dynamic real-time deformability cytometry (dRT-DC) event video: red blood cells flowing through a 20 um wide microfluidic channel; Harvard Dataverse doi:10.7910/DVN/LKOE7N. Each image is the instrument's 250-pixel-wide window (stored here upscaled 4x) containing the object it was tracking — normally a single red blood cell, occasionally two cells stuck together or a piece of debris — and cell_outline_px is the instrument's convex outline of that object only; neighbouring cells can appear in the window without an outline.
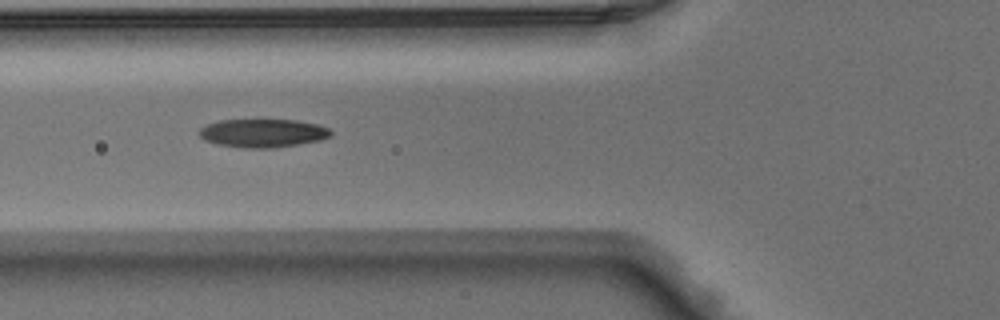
{"species": "Egyptian fruit bat (a non-hibernating species)", "species_latin": "Rousettus aegyptiacus", "temperature_condition": "warm", "stored_images_in_passage": 32, "camera_frame_rate_fps": 3000, "um_per_image_px": 0.085, "animal": {"sex": "male"}, "frame": {"image": 1, "passage_image": 2, "time_ms": 0.333, "image_size_px": [1000, 320], "cell_outline_px": [[332, 132], [328, 136], [320, 140], [272, 148], [244, 148], [216, 144], [204, 140], [196, 132], [200, 128], [208, 124], [220, 120], [296, 120], [316, 124], [328, 128]], "centroid_in_image_um": [22.28, 11.31], "position_along_channel_um": 103.5, "area_um2": 21.62}}
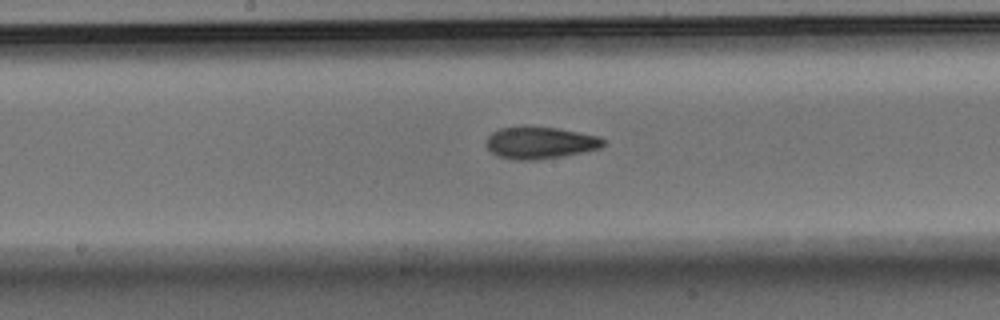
{"frame": {"image": 2, "passage_image": 9, "time_ms": 2.667, "image_size_px": [1000, 320], "cell_outline_px": [[604, 144], [600, 148], [560, 156], [532, 160], [516, 160], [496, 156], [484, 144], [488, 136], [492, 132], [500, 128], [524, 124], [528, 124], [560, 128], [600, 136], [604, 140]], "centroid_in_image_um": [45.85, 12.09], "position_along_channel_um": 202.4, "area_um2": 22.31}}
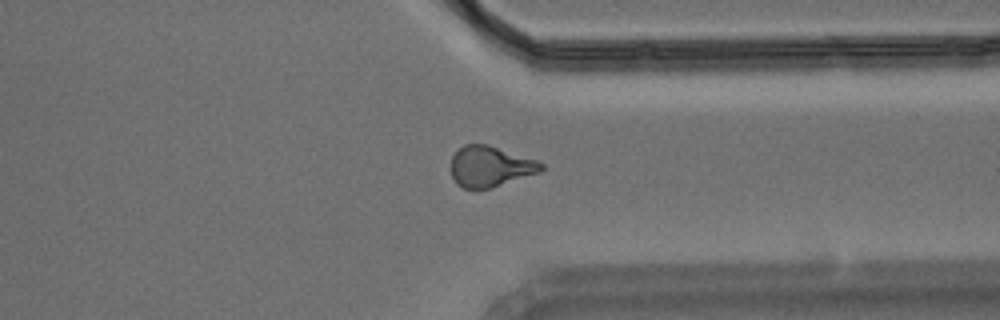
{"frame": {"image": 3, "passage_image": 21, "time_ms": 6.667, "image_size_px": [1000, 320], "cell_outline_px": [[544, 168], [540, 172], [488, 188], [464, 188], [456, 184], [452, 176], [452, 156], [464, 144], [488, 144], [536, 160], [544, 164]], "centroid_in_image_um": [41.66, 14.13], "position_along_channel_um": 369.7, "area_um2": 21.04}}